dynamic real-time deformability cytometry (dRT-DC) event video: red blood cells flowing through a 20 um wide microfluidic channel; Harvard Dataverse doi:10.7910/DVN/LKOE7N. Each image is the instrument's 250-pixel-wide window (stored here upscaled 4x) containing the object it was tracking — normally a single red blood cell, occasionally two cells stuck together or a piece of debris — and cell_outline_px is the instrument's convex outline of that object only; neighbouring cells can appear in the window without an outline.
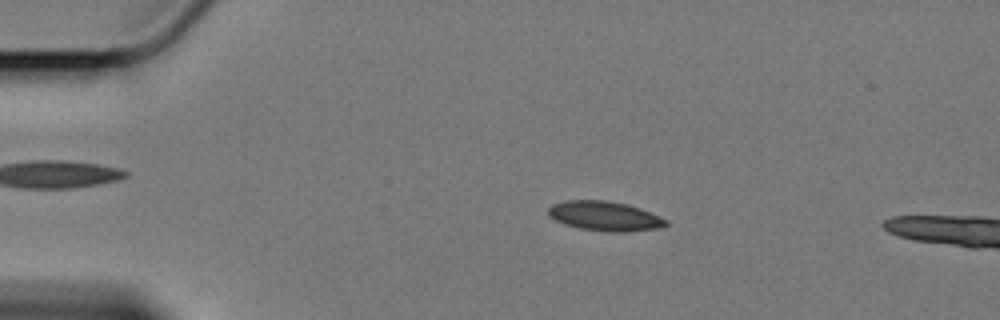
{"species": "Egyptian fruit bat (a non-hibernating species)", "species_latin": "Rousettus aegyptiacus", "temperature_condition": "cold", "stored_images_in_passage": 58, "camera_frame_rate_fps": 3000, "um_per_image_px": 0.085, "animal": {"sex": "female"}, "frame": {"image": 1, "passage_image": 12, "time_ms": 3.667, "image_size_px": [1000, 320], "cell_outline_px": [[668, 224], [660, 228], [624, 232], [612, 232], [580, 228], [564, 224], [556, 220], [548, 212], [548, 208], [552, 204], [564, 200], [608, 200], [628, 204], [640, 208], [668, 220]], "centroid_in_image_um": [51.42, 18.35], "position_along_channel_um": 33.6, "area_um2": 20.23}}
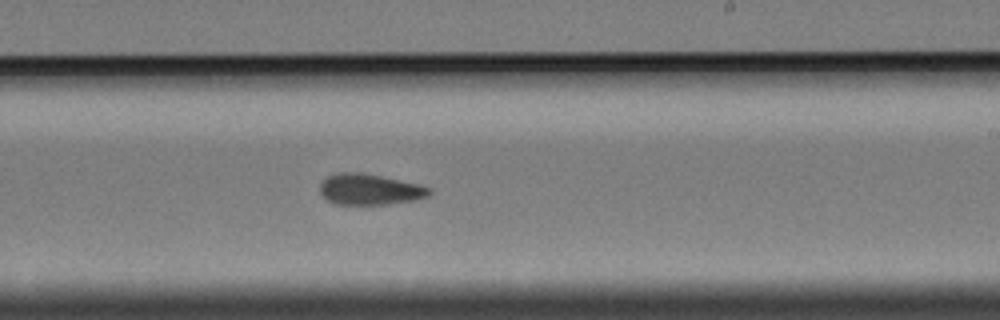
{"frame": {"image": 2, "passage_image": 36, "time_ms": 11.667, "image_size_px": [1000, 320], "cell_outline_px": [[432, 192], [428, 196], [416, 200], [388, 204], [336, 204], [328, 200], [320, 192], [320, 184], [328, 176], [340, 172], [360, 172], [380, 176], [416, 184], [428, 188]], "centroid_in_image_um": [31.41, 16.1], "position_along_channel_um": 257.6, "area_um2": 19.36}}
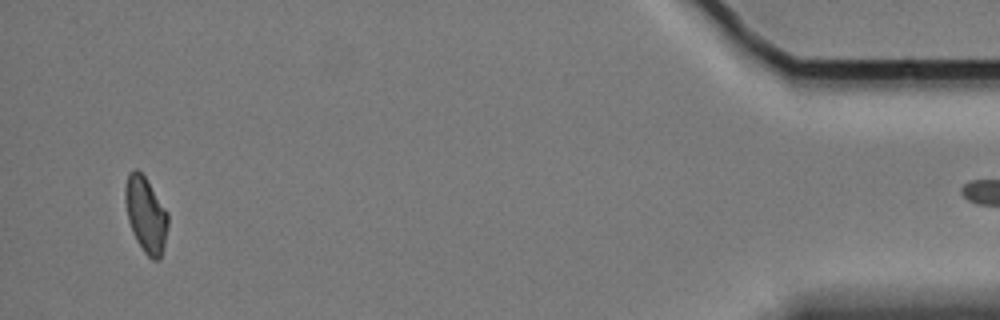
{"frame": {"image": 3, "passage_image": 57, "time_ms": 18.667, "image_size_px": [1000, 320], "cell_outline_px": [[168, 224], [164, 244], [160, 260], [152, 260], [144, 252], [136, 240], [132, 232], [128, 220], [124, 196], [124, 188], [128, 172], [136, 168], [144, 176], [168, 212]], "centroid_in_image_um": [12.38, 18.24], "position_along_channel_um": 422.8, "area_um2": 18.84}}